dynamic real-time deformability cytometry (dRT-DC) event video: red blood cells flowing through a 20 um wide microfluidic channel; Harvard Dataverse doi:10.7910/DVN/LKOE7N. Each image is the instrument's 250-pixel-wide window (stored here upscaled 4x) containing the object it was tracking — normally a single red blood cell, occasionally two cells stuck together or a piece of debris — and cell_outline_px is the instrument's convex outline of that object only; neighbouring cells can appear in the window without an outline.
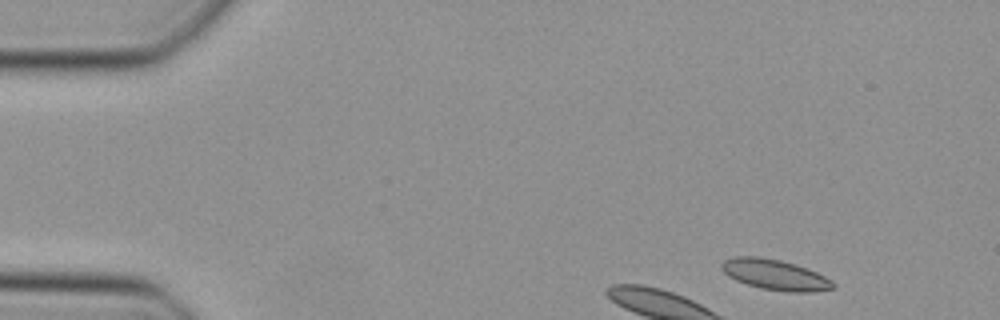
{"species": "Egyptian fruit bat (a non-hibernating species)", "species_latin": "Rousettus aegyptiacus", "temperature_condition": "cold", "stored_images_in_passage": 8, "camera_frame_rate_fps": 3000, "um_per_image_px": 0.085, "animal": {"sex": "female"}, "frame": {"image": 1, "passage_image": 2, "time_ms": 0.333, "image_size_px": [1000, 320], "cell_outline_px": [[836, 288], [808, 292], [788, 292], [760, 288], [736, 280], [728, 276], [720, 268], [720, 264], [724, 260], [732, 256], [756, 256], [780, 260], [816, 272], [832, 280], [836, 284]], "centroid_in_image_um": [65.85, 23.35], "position_along_channel_um": 19.2, "area_um2": 19.71}}